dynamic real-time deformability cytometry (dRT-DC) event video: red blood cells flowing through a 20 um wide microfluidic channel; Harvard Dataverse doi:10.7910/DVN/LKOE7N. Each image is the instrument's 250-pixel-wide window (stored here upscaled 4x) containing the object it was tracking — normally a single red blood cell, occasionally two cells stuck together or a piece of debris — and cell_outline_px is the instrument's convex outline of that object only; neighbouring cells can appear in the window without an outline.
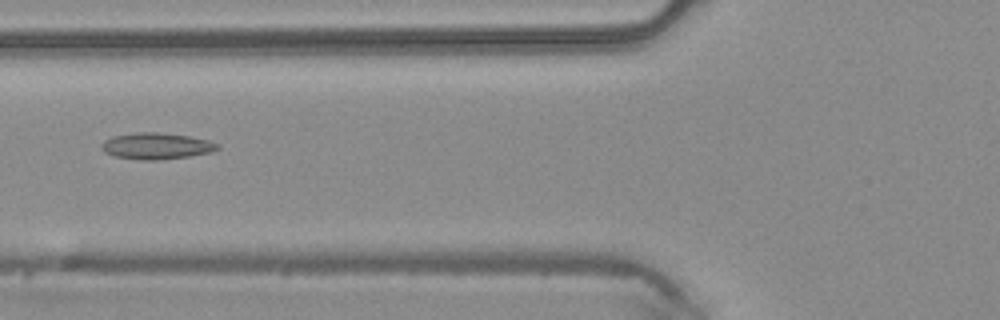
{"species": "common noctule bat (a hibernating species)", "species_latin": "Nyctalus noctula", "temperature_condition": "warm", "stored_images_in_passage": 48, "camera_frame_rate_fps": 3000, "um_per_image_px": 0.085, "animal": {"sex": "male", "body_mass_g": 20.4}, "frame": {"image": 1, "passage_image": 19, "time_ms": 6.0, "image_size_px": [1000, 320], "cell_outline_px": [[220, 148], [212, 152], [188, 156], [156, 160], [140, 160], [116, 156], [104, 152], [100, 148], [100, 144], [104, 140], [112, 136], [136, 132], [156, 132], [188, 136], [208, 140], [220, 144]], "centroid_in_image_um": [13.28, 12.4], "position_along_channel_um": 112.5, "area_um2": 17.86}}
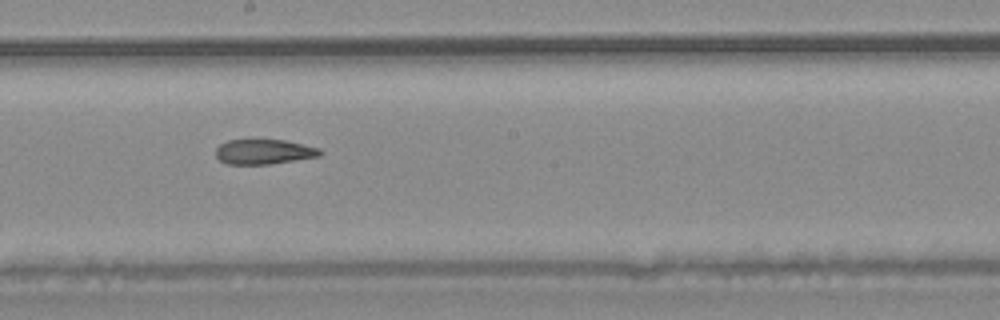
{"frame": {"image": 2, "passage_image": 27, "time_ms": 8.667, "image_size_px": [1000, 320], "cell_outline_px": [[324, 152], [320, 156], [268, 164], [228, 164], [220, 160], [216, 156], [216, 148], [220, 144], [228, 140], [284, 140], [320, 148]], "centroid_in_image_um": [22.44, 12.9], "position_along_channel_um": 225.8, "area_um2": 15.03}}
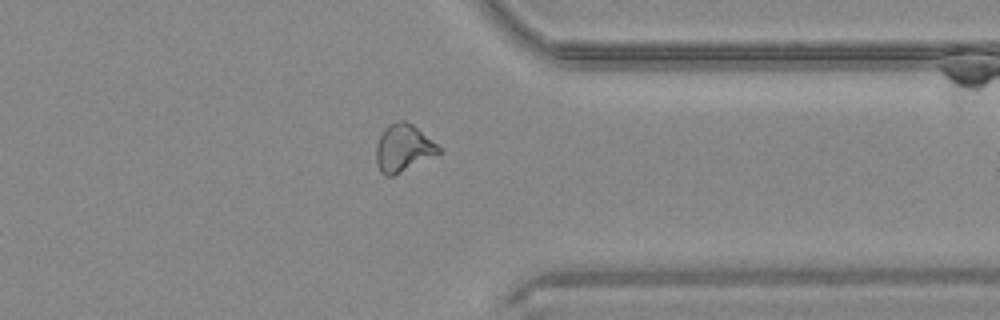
{"frame": {"image": 3, "passage_image": 38, "time_ms": 12.333, "image_size_px": [1000, 320], "cell_outline_px": [[440, 152], [392, 176], [384, 176], [380, 172], [376, 164], [376, 144], [384, 128], [388, 124], [396, 120], [404, 120], [412, 124], [436, 144], [440, 148]], "centroid_in_image_um": [34.21, 12.57], "position_along_channel_um": 377.2, "area_um2": 16.94}, "authors_computed_cell_mechanics": {"area_um2": 17.629, "velocity_mm_per_s": 4.2325, "shape_relaxation_time_tau1_ms": null, "shape_relaxation_time_tau2_ms": 3.1624, "deformation_change_tau1": null, "deformation_change_tau2": 0.1085}}